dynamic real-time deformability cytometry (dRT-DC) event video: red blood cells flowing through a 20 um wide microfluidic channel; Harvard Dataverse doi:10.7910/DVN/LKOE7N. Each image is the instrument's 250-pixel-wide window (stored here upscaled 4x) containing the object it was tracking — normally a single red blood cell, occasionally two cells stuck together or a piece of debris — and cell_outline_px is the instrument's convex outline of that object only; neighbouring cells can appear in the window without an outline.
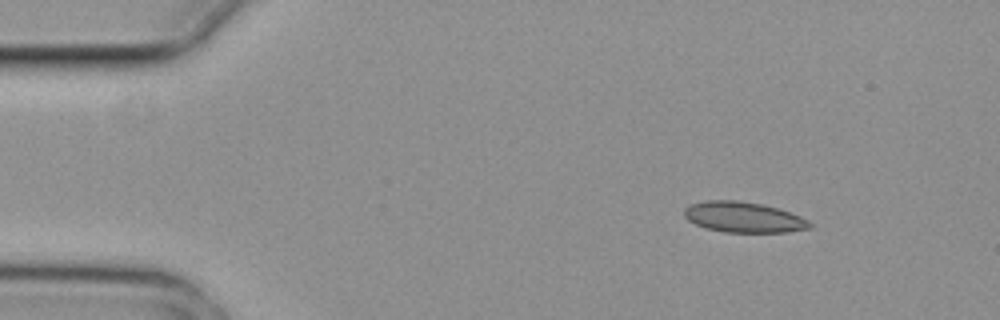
{"species": "common noctule bat (a hibernating species)", "species_latin": "Nyctalus noctula", "temperature_condition": "cold", "stored_images_in_passage": 5, "camera_frame_rate_fps": 3000, "um_per_image_px": 0.085, "animal": {"sex": "female", "body_mass_g": 29.2, "forearm_length_mm": 56.3}, "frame": {"image": 1, "passage_image": 1, "time_ms": 0.0, "image_size_px": [1000, 320], "cell_outline_px": [[812, 228], [788, 232], [724, 232], [704, 228], [688, 220], [684, 216], [684, 208], [692, 204], [704, 200], [736, 200], [764, 204], [800, 216], [808, 220], [812, 224]], "centroid_in_image_um": [63.19, 18.46], "position_along_channel_um": 21.8, "area_um2": 22.43}}
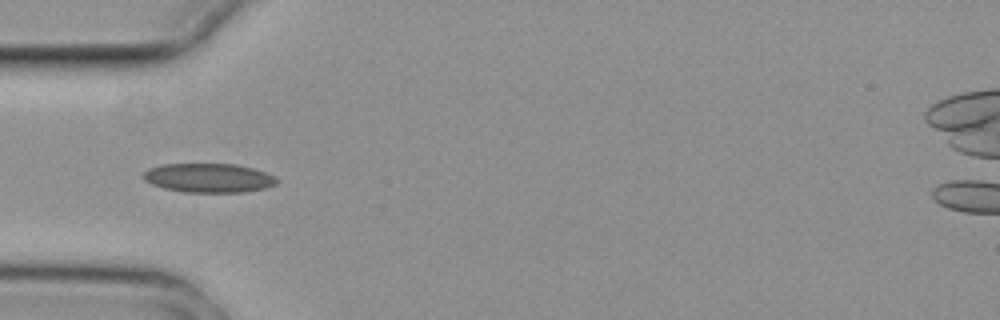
{"frame": {"image": 2, "passage_image": 4, "time_ms": 1.0, "image_size_px": [1000, 320], "cell_outline_px": [[280, 180], [276, 184], [264, 188], [244, 192], [184, 192], [164, 188], [152, 184], [144, 180], [140, 176], [148, 168], [160, 164], [236, 164], [252, 168], [276, 176]], "centroid_in_image_um": [17.72, 15.12], "position_along_channel_um": 67.3, "area_um2": 22.77}}
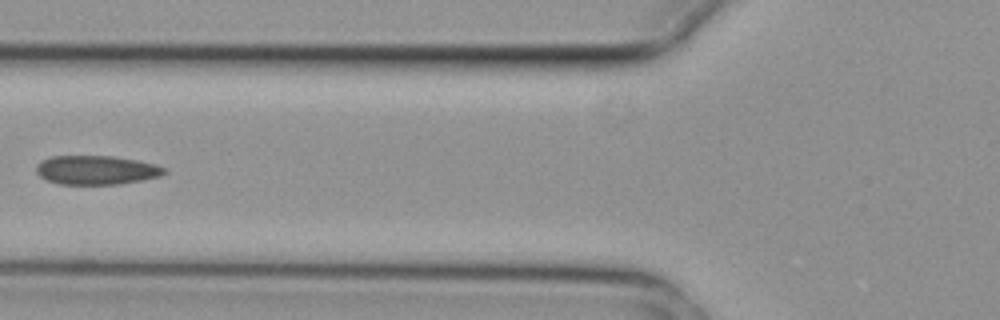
{"frame": {"image": 3, "passage_image": 5, "time_ms": 1.333, "image_size_px": [1000, 320], "cell_outline_px": [[168, 172], [160, 176], [120, 184], [60, 184], [48, 180], [40, 176], [36, 172], [36, 164], [40, 160], [52, 156], [112, 156], [136, 160], [152, 164], [164, 168]], "centroid_in_image_um": [8.15, 14.45], "position_along_channel_um": 117.7, "area_um2": 21.5}}